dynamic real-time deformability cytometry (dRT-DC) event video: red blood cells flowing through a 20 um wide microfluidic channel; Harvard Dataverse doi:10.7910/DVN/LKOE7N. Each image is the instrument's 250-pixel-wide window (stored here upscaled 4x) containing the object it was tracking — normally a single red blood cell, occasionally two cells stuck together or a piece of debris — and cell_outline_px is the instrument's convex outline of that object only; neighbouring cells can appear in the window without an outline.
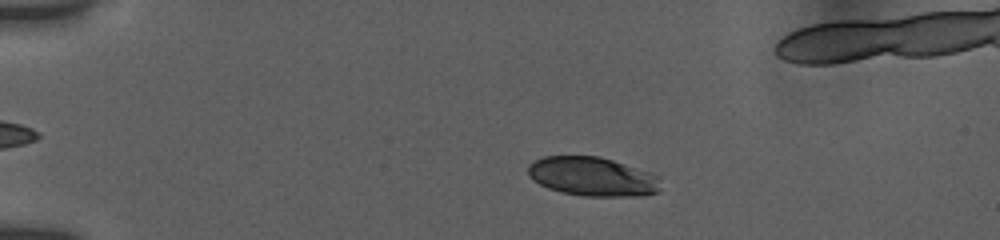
{"species": "human", "species_latin": "Homo sapiens", "temperature_condition": "room temperature", "stored_images_in_passage": 54, "camera_frame_rate_fps": 3000, "um_per_image_px": 0.085, "donor": {"sex": "female"}, "frame": {"image": 1, "passage_image": 11, "time_ms": 3.333, "image_size_px": [1000, 240], "cell_outline_px": [[660, 192], [644, 196], [584, 196], [564, 192], [548, 188], [532, 180], [528, 176], [528, 164], [544, 156], [600, 156], [652, 172], [660, 176]], "centroid_in_image_um": [50.41, 15.01], "position_along_channel_um": 34.6, "area_um2": 30.52}}
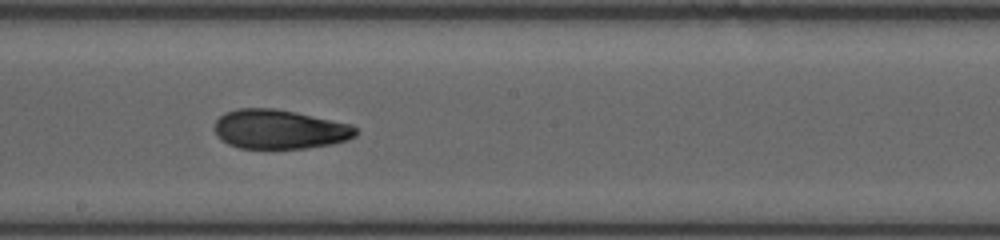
{"frame": {"image": 2, "passage_image": 31, "time_ms": 10.0, "image_size_px": [1000, 240], "cell_outline_px": [[360, 132], [356, 136], [348, 140], [332, 144], [304, 148], [240, 148], [228, 144], [220, 140], [216, 136], [216, 120], [224, 112], [236, 108], [276, 108], [296, 112], [352, 124]], "centroid_in_image_um": [23.78, 10.98], "position_along_channel_um": 224.4, "area_um2": 32.6}}
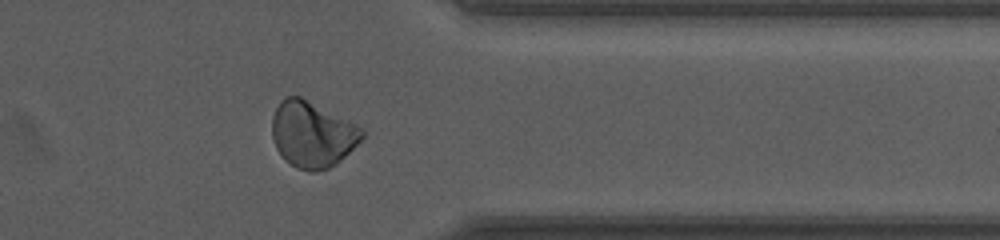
{"frame": {"image": 3, "passage_image": 44, "time_ms": 14.333, "image_size_px": [1000, 240], "cell_outline_px": [[364, 136], [336, 164], [328, 168], [312, 172], [296, 168], [284, 160], [276, 148], [272, 136], [272, 116], [280, 100], [288, 96], [300, 96], [364, 128]], "centroid_in_image_um": [26.52, 11.42], "position_along_channel_um": 384.9, "area_um2": 34.45}, "authors_computed_cell_mechanics": {"area_um2": 32.5992, "velocity_mm_per_s": 3.8287, "shape_relaxation_time_tau1_ms": null, "shape_relaxation_time_tau2_ms": 2.5771, "deformation_change_tau1": null, "deformation_change_tau2": 0.0704}}